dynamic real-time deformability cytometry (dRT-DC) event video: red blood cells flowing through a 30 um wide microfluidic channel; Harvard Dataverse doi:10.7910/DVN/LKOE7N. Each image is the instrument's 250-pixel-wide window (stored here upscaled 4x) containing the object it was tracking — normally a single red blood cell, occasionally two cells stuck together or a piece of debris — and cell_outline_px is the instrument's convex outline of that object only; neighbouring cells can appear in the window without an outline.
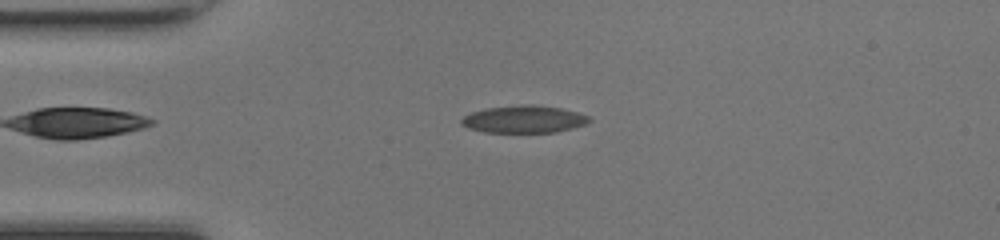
{"species": "common noctule bat (a hibernating species)", "species_latin": "Nyctalus noctula", "temperature_condition": "room temperature", "stored_images_in_passage": 45, "camera_frame_rate_fps": 3000, "um_per_image_px": 0.085, "animal": {"sex": "female", "body_mass_g": 17.0, "forearm_length_mm": 48.0}, "frame": {"image": 1, "passage_image": 8, "time_ms": 2.333, "image_size_px": [1000, 240], "cell_outline_px": [[592, 120], [584, 124], [572, 128], [556, 132], [484, 132], [468, 128], [460, 124], [460, 120], [464, 116], [472, 112], [488, 108], [520, 104], [532, 104], [560, 108], [576, 112], [588, 116]], "centroid_in_image_um": [44.51, 10.13], "position_along_channel_um": 40.5, "area_um2": 20.29}}
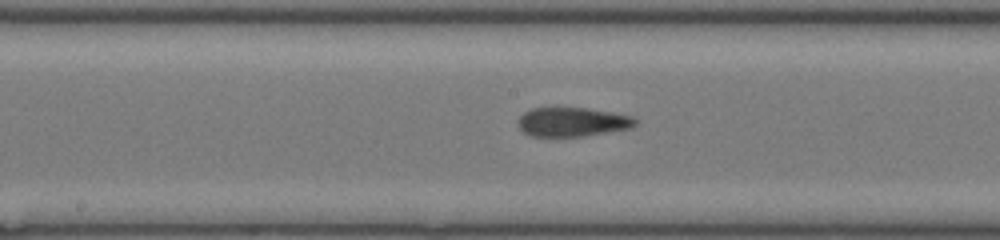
{"frame": {"image": 2, "passage_image": 21, "time_ms": 6.667, "image_size_px": [1000, 240], "cell_outline_px": [[636, 124], [632, 128], [584, 136], [532, 136], [524, 132], [516, 124], [520, 116], [524, 112], [532, 108], [588, 108], [612, 112], [632, 116], [636, 120]], "centroid_in_image_um": [48.65, 10.36], "position_along_channel_um": 199.5, "area_um2": 19.88}}
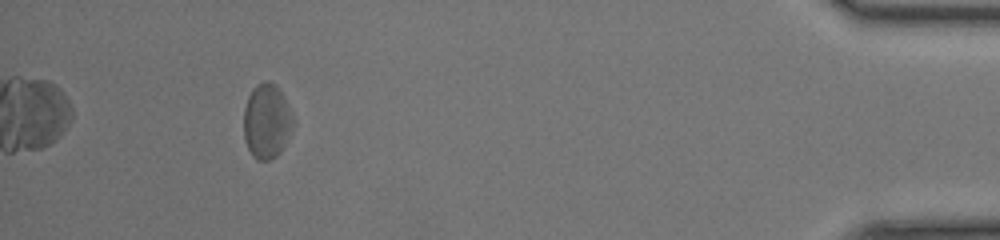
{"frame": {"image": 3, "passage_image": 41, "time_ms": 13.333, "image_size_px": [1000, 240], "cell_outline_px": [[296, 124], [280, 152], [276, 156], [268, 160], [256, 160], [252, 156], [244, 140], [244, 108], [248, 96], [252, 88], [256, 84], [264, 80], [268, 80], [276, 84], [284, 96]], "centroid_in_image_um": [22.68, 10.28], "position_along_channel_um": 412.5, "area_um2": 21.91}, "authors_computed_cell_mechanics": {"area_um2": 20.8658, "velocity_mm_per_s": 4.2383, "shape_relaxation_time_tau1_ms": null, "shape_relaxation_time_tau2_ms": 2.3471, "deformation_change_tau1": null, "deformation_change_tau2": 0.1026}}